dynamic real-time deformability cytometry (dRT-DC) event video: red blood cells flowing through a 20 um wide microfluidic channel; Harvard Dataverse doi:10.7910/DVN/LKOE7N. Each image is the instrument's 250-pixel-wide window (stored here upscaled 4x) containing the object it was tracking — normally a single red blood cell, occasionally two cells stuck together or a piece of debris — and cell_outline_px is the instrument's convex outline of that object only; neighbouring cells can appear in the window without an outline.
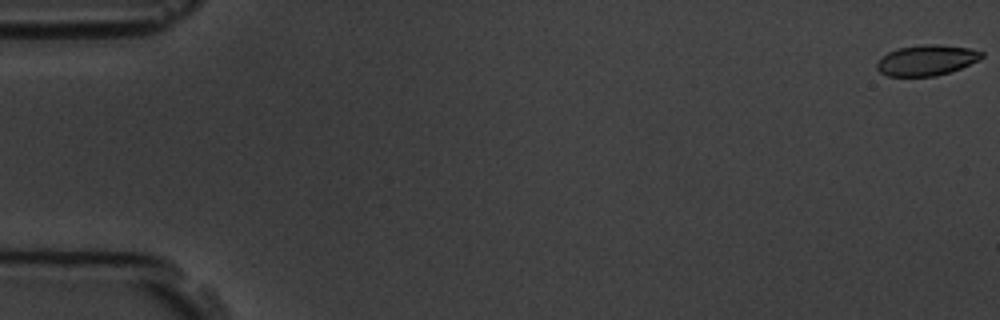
{"species": "common noctule bat (a hibernating species)", "species_latin": "Nyctalus noctula", "temperature_condition": "room temperature", "stored_images_in_passage": 11, "camera_frame_rate_fps": 3000, "um_per_image_px": 0.085, "animal": {"sex": "male", "body_mass_g": 19.5, "forearm_length_mm": 54.6}, "frame": {"image": 1, "passage_image": 1, "time_ms": 0.0, "image_size_px": [1000, 320], "cell_outline_px": [[984, 56], [960, 68], [936, 76], [888, 76], [880, 72], [876, 68], [876, 64], [888, 52], [896, 48], [924, 44], [936, 44], [968, 48], [984, 52]], "centroid_in_image_um": [78.73, 5.11], "position_along_channel_um": 6.3, "area_um2": 18.44}}
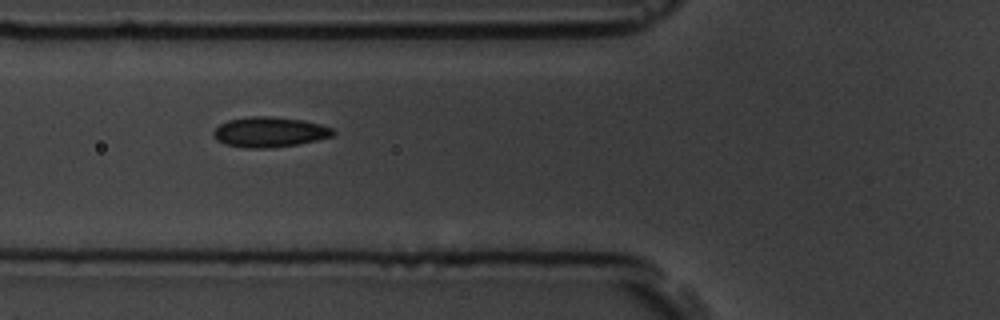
{"frame": {"image": 2, "passage_image": 7, "time_ms": 6.667, "image_size_px": [1000, 320], "cell_outline_px": [[336, 132], [332, 136], [316, 140], [296, 144], [272, 148], [248, 148], [224, 144], [216, 140], [212, 136], [212, 132], [220, 124], [228, 120], [252, 116], [272, 116], [304, 120], [320, 124], [332, 128]], "centroid_in_image_um": [22.89, 11.22], "position_along_channel_um": 102.9, "area_um2": 21.1}}
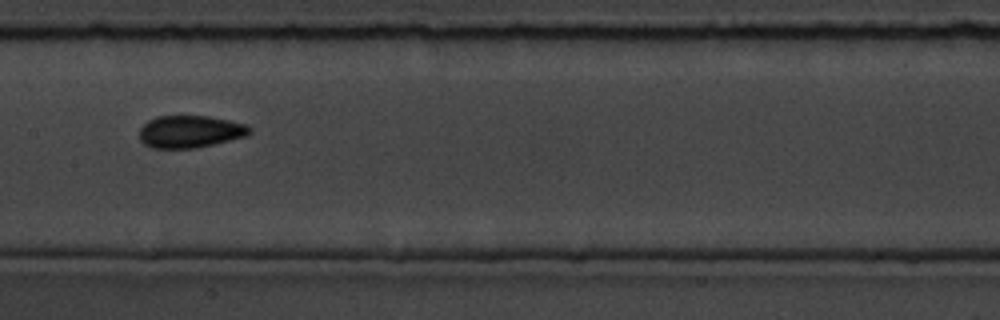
{"frame": {"image": 3, "passage_image": 9, "time_ms": 9.0, "image_size_px": [1000, 320], "cell_outline_px": [[252, 132], [244, 136], [196, 148], [152, 148], [144, 144], [140, 140], [140, 128], [148, 120], [156, 116], [208, 116], [248, 124], [252, 128]], "centroid_in_image_um": [16.15, 11.18], "position_along_channel_um": 191.3, "area_um2": 20.69}}